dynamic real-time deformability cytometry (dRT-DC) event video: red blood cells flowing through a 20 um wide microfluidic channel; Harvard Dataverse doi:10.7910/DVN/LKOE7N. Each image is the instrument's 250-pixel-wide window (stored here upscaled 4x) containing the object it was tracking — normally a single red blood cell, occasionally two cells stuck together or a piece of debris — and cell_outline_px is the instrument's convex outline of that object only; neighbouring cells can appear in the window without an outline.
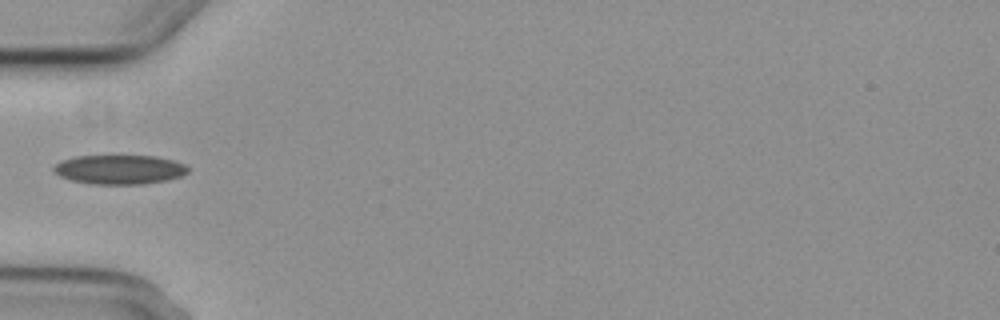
{"species": "common noctule bat (a hibernating species)", "species_latin": "Nyctalus noctula", "temperature_condition": "cold", "stored_images_in_passage": 5, "camera_frame_rate_fps": 3000, "um_per_image_px": 0.085, "animal": {"sex": "female", "body_mass_g": 29.2, "forearm_length_mm": 56.3}, "frame": {"image": 1, "passage_image": 5, "time_ms": 5.667, "image_size_px": [1000, 320], "cell_outline_px": [[188, 172], [180, 176], [168, 180], [144, 184], [92, 184], [72, 180], [60, 176], [52, 168], [60, 160], [76, 156], [156, 156], [172, 160], [184, 164], [188, 168]], "centroid_in_image_um": [10.15, 14.41], "position_along_channel_um": 74.8, "area_um2": 22.83}}